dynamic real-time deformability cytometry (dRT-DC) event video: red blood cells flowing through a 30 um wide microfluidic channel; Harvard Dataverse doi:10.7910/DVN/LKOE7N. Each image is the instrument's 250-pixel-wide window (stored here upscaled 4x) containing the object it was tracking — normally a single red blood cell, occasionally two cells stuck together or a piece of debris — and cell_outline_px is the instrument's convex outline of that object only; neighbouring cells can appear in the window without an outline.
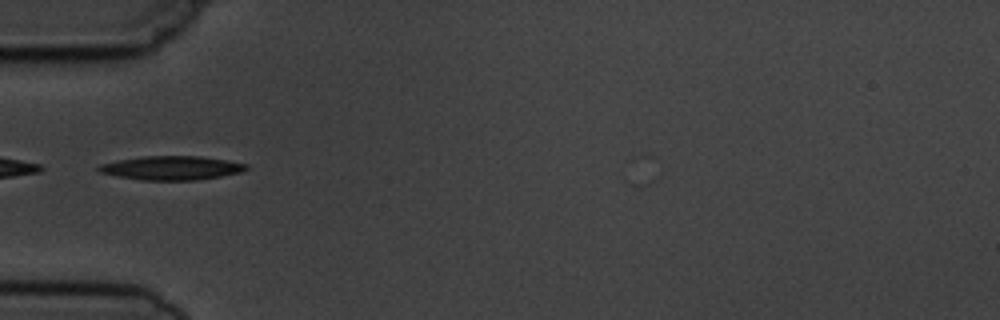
{"species": "common noctule bat (a hibernating species)", "species_latin": "Nyctalus noctula", "temperature_condition": "cold", "stored_images_in_passage": 4, "camera_frame_rate_fps": 3000, "um_per_image_px": 0.085, "animal": {"sex": "male", "body_mass_g": 19.5, "forearm_length_mm": 54.6}, "frame": {"image": 1, "passage_image": 4, "time_ms": 3.333, "image_size_px": [1000, 320], "cell_outline_px": [[248, 168], [240, 172], [220, 176], [196, 180], [140, 180], [100, 172], [96, 168], [100, 164], [120, 160], [144, 156], [200, 156], [228, 160], [248, 164]], "centroid_in_image_um": [14.61, 14.27], "position_along_channel_um": 70.4, "area_um2": 20.35}}